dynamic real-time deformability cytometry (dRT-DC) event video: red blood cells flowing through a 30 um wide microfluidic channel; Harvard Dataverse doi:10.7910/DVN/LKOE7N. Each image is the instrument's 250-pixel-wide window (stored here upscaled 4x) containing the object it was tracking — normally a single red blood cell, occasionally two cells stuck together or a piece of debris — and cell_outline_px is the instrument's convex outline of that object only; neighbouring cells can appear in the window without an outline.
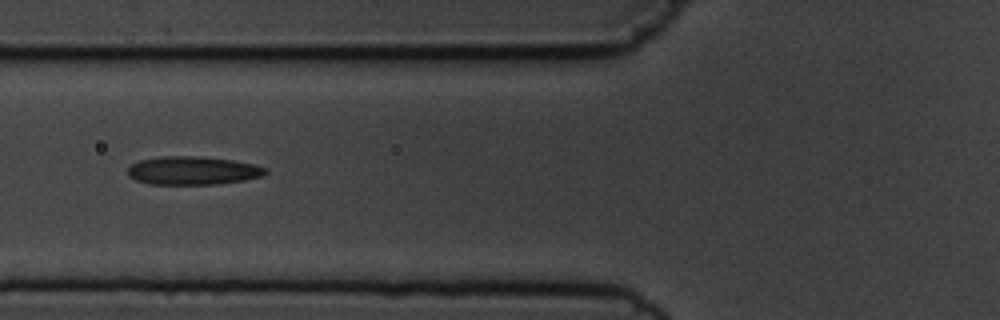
{"species": "common noctule bat (a hibernating species)", "species_latin": "Nyctalus noctula", "temperature_condition": "cold", "stored_images_in_passage": 10, "camera_frame_rate_fps": 3000, "um_per_image_px": 0.085, "animal": {"sex": "male", "body_mass_g": 19.5, "forearm_length_mm": 54.6}, "frame": {"image": 1, "passage_image": 5, "time_ms": 4.667, "image_size_px": [1000, 320], "cell_outline_px": [[268, 172], [264, 176], [244, 180], [216, 184], [148, 184], [136, 180], [128, 176], [128, 168], [132, 164], [140, 160], [160, 156], [204, 156], [232, 160], [256, 164], [268, 168]], "centroid_in_image_um": [16.42, 14.49], "position_along_channel_um": 109.4, "area_um2": 23.0}}
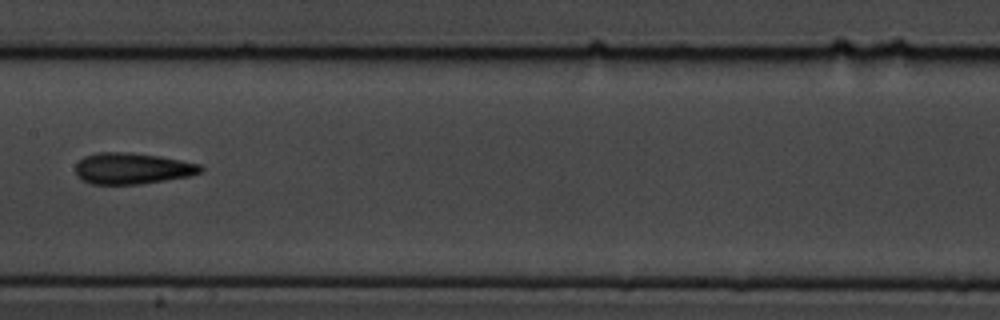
{"frame": {"image": 2, "passage_image": 7, "time_ms": 7.0, "image_size_px": [1000, 320], "cell_outline_px": [[204, 168], [200, 172], [188, 176], [140, 184], [92, 184], [80, 180], [76, 176], [76, 164], [84, 156], [96, 152], [132, 152], [160, 156], [200, 164]], "centroid_in_image_um": [11.2, 14.31], "position_along_channel_um": 196.2, "area_um2": 22.83}}
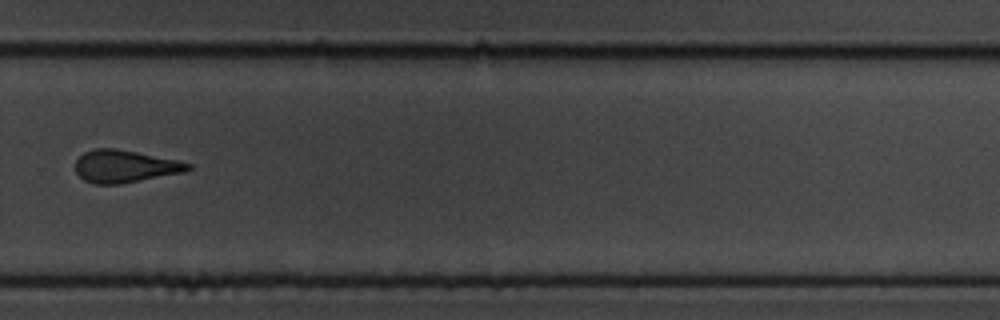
{"frame": {"image": 3, "passage_image": 10, "time_ms": 10.333, "image_size_px": [1000, 320], "cell_outline_px": [[192, 168], [184, 172], [120, 184], [96, 184], [84, 180], [76, 172], [76, 160], [84, 152], [96, 148], [116, 148], [176, 160], [192, 164]], "centroid_in_image_um": [10.6, 14.14], "position_along_channel_um": 319.2, "area_um2": 21.1}}